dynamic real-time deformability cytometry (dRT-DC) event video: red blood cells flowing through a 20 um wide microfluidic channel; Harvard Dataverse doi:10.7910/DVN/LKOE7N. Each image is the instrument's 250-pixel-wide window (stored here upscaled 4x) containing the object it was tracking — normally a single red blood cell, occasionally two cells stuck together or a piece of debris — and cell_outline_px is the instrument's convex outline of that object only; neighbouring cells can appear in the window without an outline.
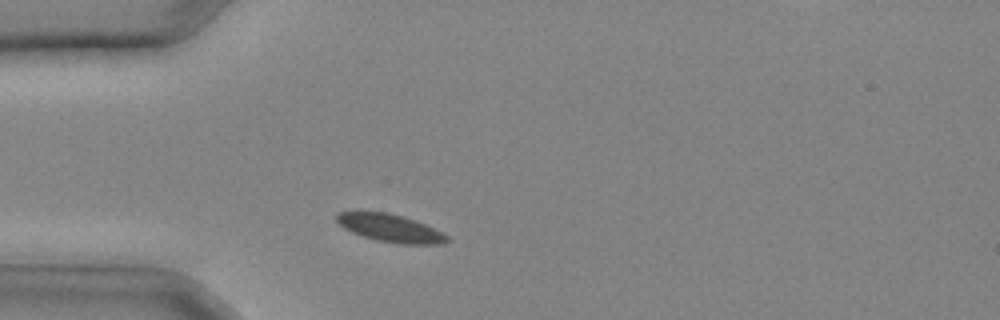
{"species": "common noctule bat (a hibernating species)", "species_latin": "Nyctalus noctula", "temperature_condition": "cold", "stored_images_in_passage": 28, "segment_of_instrument_passage": [1, 2], "camera_frame_rate_fps": 3000, "um_per_image_px": 0.085, "animal": {"sex": "male", "body_mass_g": 20.4}, "frame": {"image": 1, "passage_image": 4, "time_ms": 1.0, "image_size_px": [1000, 320], "cell_outline_px": [[452, 240], [444, 244], [400, 244], [376, 240], [352, 232], [344, 228], [336, 220], [336, 212], [356, 208], [388, 212], [416, 220], [448, 236]], "centroid_in_image_um": [33.09, 19.33], "position_along_channel_um": 51.9, "area_um2": 18.5}}
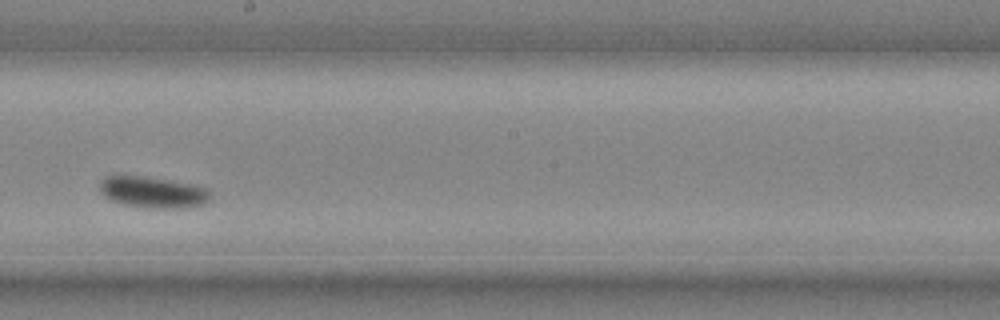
{"frame": {"image": 2, "passage_image": 14, "time_ms": 4.333, "image_size_px": [1000, 320], "cell_outline_px": [[208, 200], [204, 204], [184, 208], [152, 208], [124, 204], [112, 200], [104, 196], [100, 192], [100, 180], [104, 176], [144, 176], [196, 184], [208, 188]], "centroid_in_image_um": [13.0, 16.33], "position_along_channel_um": 235.2, "area_um2": 20.17}}
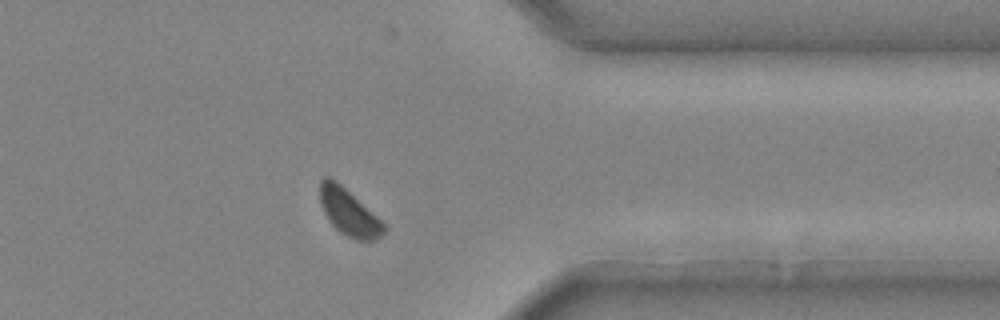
{"frame": {"image": 3, "passage_image": 22, "time_ms": 7.0, "image_size_px": [1000, 320], "cell_outline_px": [[388, 228], [376, 240], [356, 240], [340, 232], [332, 224], [324, 212], [320, 204], [320, 180], [324, 176], [328, 176], [336, 180], [376, 216]], "centroid_in_image_um": [29.63, 18.04], "position_along_channel_um": 381.8, "area_um2": 17.05}}